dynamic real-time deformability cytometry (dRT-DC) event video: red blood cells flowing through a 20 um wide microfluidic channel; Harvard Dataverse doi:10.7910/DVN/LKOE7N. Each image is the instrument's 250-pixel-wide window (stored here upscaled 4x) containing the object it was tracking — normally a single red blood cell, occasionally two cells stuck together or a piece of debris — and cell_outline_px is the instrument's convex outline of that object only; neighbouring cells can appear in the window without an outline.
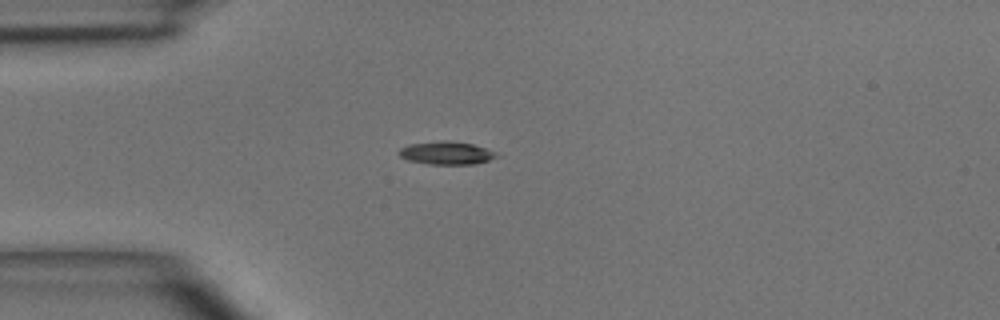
{"species": "common noctule bat (a hibernating species)", "species_latin": "Nyctalus noctula", "temperature_condition": "room temperature", "stored_images_in_passage": 2, "camera_frame_rate_fps": 3000, "um_per_image_px": 0.085, "animal": {"sex": "male", "body_mass_g": 15.6}, "frame": {"image": 1, "passage_image": 1, "time_ms": 0.0, "image_size_px": [1000, 320], "cell_outline_px": [[500, 156], [488, 160], [472, 164], [428, 164], [408, 160], [400, 156], [396, 152], [400, 148], [408, 144], [444, 140], [472, 144], [496, 152]], "centroid_in_image_um": [37.9, 13.0], "position_along_channel_um": 47.1, "area_um2": 13.01}}